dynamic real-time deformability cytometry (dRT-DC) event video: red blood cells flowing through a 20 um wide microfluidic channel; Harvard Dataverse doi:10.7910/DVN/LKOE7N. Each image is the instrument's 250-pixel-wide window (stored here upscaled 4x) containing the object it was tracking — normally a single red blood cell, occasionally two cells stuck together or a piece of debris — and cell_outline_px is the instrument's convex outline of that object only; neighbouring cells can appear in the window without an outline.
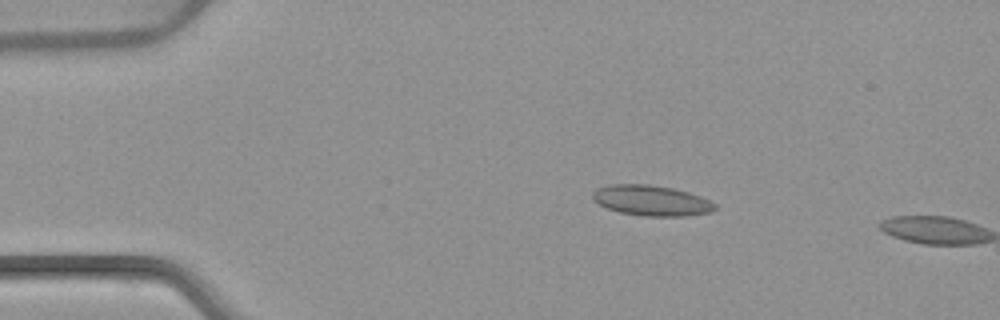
{"species": "common noctule bat (a hibernating species)", "species_latin": "Nyctalus noctula", "temperature_condition": "warm", "stored_images_in_passage": 10, "camera_frame_rate_fps": 3000, "um_per_image_px": 0.085, "animal": {"sex": "female", "body_mass_g": 22.7, "forearm_length_mm": 54.2}, "frame": {"image": 1, "passage_image": 9, "time_ms": 2.667, "image_size_px": [1000, 320], "cell_outline_px": [[716, 208], [712, 212], [684, 216], [644, 216], [620, 212], [608, 208], [600, 204], [592, 196], [592, 192], [596, 188], [612, 184], [648, 184], [672, 188], [688, 192], [700, 196], [716, 204]], "centroid_in_image_um": [55.38, 17.04], "position_along_channel_um": 29.6, "area_um2": 21.56}}